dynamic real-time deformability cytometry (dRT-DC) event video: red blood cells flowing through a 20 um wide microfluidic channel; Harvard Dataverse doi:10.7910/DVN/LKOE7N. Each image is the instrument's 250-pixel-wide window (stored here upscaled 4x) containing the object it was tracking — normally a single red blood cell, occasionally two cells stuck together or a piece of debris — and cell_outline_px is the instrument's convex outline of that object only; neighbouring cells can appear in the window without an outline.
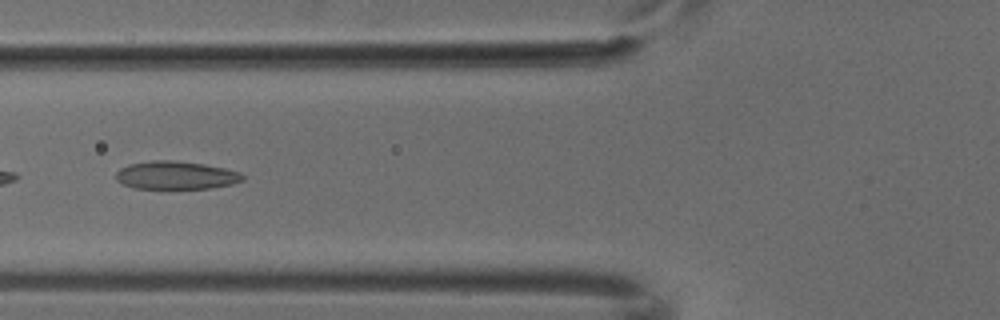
{"species": "common noctule bat (a hibernating species)", "species_latin": "Nyctalus noctula", "temperature_condition": "cold", "stored_images_in_passage": 4, "camera_frame_rate_fps": 3000, "um_per_image_px": 0.085, "animal": {"sex": "male", "body_mass_g": 18.8}, "frame": {"image": 1, "passage_image": 4, "time_ms": 1.0, "image_size_px": [1000, 320], "cell_outline_px": [[244, 180], [232, 184], [212, 188], [136, 188], [124, 184], [116, 180], [116, 172], [120, 168], [128, 164], [152, 160], [172, 160], [204, 164], [224, 168], [240, 172], [244, 176]], "centroid_in_image_um": [14.96, 14.89], "position_along_channel_um": 110.8, "area_um2": 20.69}}